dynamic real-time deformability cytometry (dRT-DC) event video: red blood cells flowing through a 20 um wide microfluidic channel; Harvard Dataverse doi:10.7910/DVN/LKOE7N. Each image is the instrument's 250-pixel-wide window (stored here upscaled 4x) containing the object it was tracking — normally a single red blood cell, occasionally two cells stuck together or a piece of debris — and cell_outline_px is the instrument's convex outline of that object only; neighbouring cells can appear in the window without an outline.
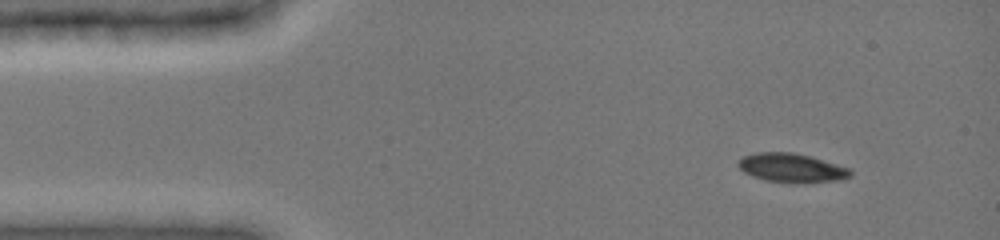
{"species": "common noctule bat (a hibernating species)", "species_latin": "Nyctalus noctula", "temperature_condition": "cold", "stored_images_in_passage": 4, "camera_frame_rate_fps": 3000, "um_per_image_px": 0.085, "animal": {"sex": "female", "body_mass_g": 19.0, "forearm_length_mm": 51.5}, "frame": {"image": 1, "passage_image": 1, "time_ms": 0.0, "image_size_px": [1000, 240], "cell_outline_px": [[852, 176], [840, 180], [804, 184], [764, 180], [752, 176], [744, 172], [736, 164], [744, 156], [756, 152], [792, 152], [808, 156], [852, 168]], "centroid_in_image_um": [67.33, 14.29], "position_along_channel_um": 17.7, "area_um2": 19.13}}
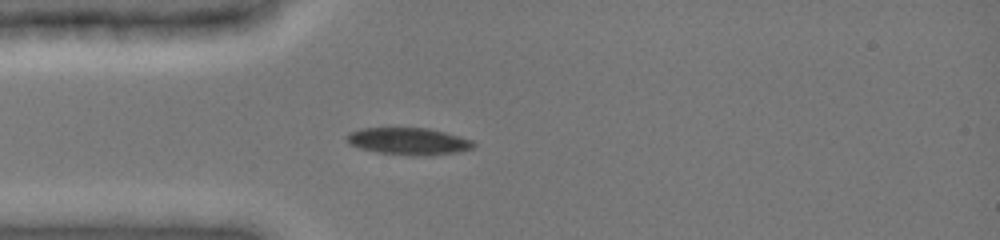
{"frame": {"image": 2, "passage_image": 4, "time_ms": 2.667, "image_size_px": [1000, 240], "cell_outline_px": [[476, 144], [472, 148], [460, 152], [428, 156], [412, 156], [376, 152], [360, 148], [348, 144], [344, 136], [348, 132], [360, 128], [428, 128], [444, 132], [472, 140]], "centroid_in_image_um": [34.69, 12.01], "position_along_channel_um": 50.3, "area_um2": 20.29}}